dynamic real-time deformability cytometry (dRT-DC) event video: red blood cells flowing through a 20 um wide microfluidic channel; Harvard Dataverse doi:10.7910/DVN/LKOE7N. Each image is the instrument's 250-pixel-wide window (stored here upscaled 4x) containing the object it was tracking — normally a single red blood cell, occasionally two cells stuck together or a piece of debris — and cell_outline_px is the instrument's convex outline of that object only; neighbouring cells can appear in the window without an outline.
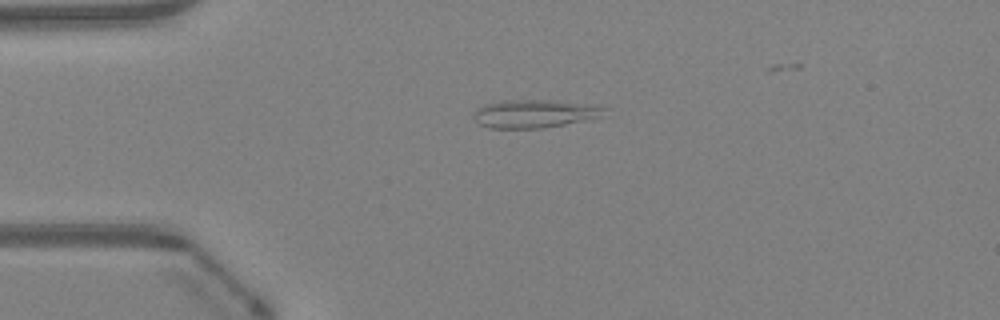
{"species": "Egyptian fruit bat (a non-hibernating species)", "species_latin": "Rousettus aegyptiacus", "temperature_condition": "warm", "stored_images_in_passage": 35, "camera_frame_rate_fps": 3000, "um_per_image_px": 0.085, "animal": {"sex": "female"}, "frame": {"image": 1, "passage_image": 1, "time_ms": 0.0, "image_size_px": [1000, 320], "cell_outline_px": [[608, 108], [600, 116], [564, 124], [544, 128], [488, 128], [480, 124], [472, 116], [484, 104], [504, 100], [556, 100]], "centroid_in_image_um": [45.38, 9.66], "position_along_channel_um": 39.6, "area_um2": 20.98}}
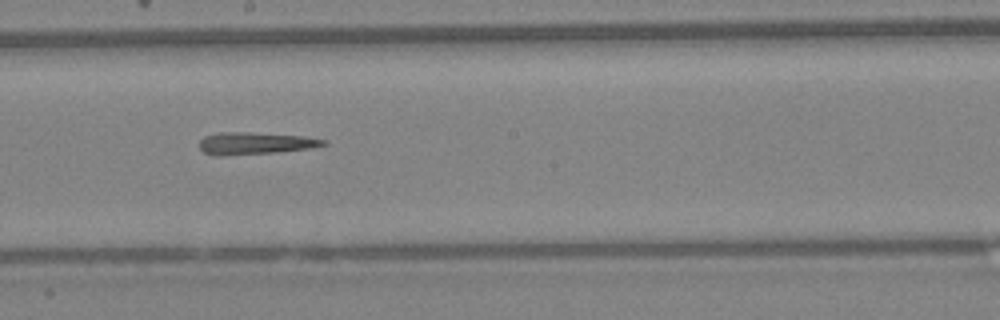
{"frame": {"image": 2, "passage_image": 16, "time_ms": 5.0, "image_size_px": [1000, 320], "cell_outline_px": [[328, 144], [312, 148], [276, 152], [220, 156], [216, 156], [204, 152], [200, 148], [200, 140], [204, 136], [220, 132], [252, 132], [304, 136], [328, 140]], "centroid_in_image_um": [21.71, 12.17], "position_along_channel_um": 226.5, "area_um2": 16.13}}
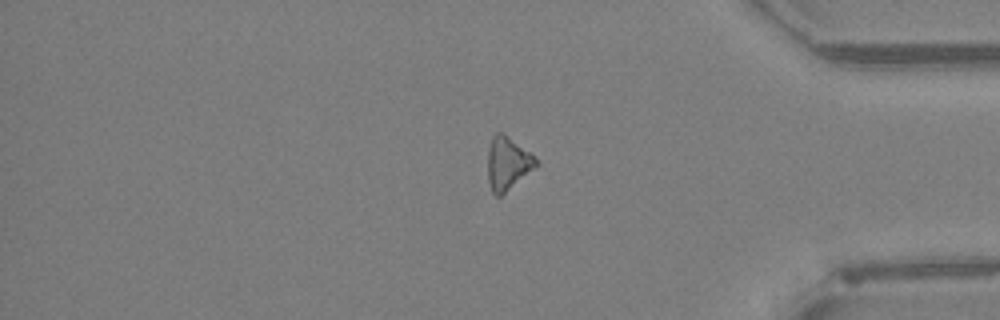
{"frame": {"image": 3, "passage_image": 29, "time_ms": 9.333, "image_size_px": [1000, 320], "cell_outline_px": [[540, 164], [536, 168], [500, 196], [496, 196], [492, 192], [488, 180], [488, 148], [492, 136], [496, 132], [504, 132], [536, 156]], "centroid_in_image_um": [43.18, 13.85], "position_along_channel_um": 392.0, "area_um2": 15.26}}